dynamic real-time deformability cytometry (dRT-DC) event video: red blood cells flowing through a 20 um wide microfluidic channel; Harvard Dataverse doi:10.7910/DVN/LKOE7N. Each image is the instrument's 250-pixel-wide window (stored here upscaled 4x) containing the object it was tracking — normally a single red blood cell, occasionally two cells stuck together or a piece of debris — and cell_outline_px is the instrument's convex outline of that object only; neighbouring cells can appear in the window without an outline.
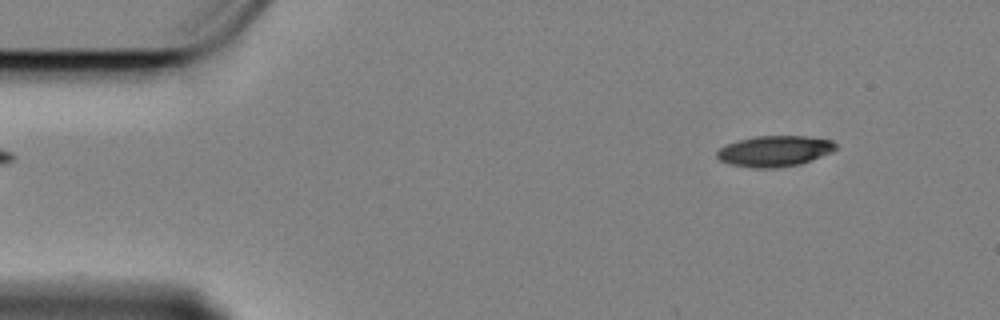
{"species": "Egyptian fruit bat (a non-hibernating species)", "species_latin": "Rousettus aegyptiacus", "temperature_condition": "cold", "stored_images_in_passage": 5, "camera_frame_rate_fps": 3000, "um_per_image_px": 0.085, "animal": {"sex": "female"}, "frame": {"image": 1, "passage_image": 1, "time_ms": 0.0, "image_size_px": [1000, 320], "cell_outline_px": [[836, 148], [832, 152], [800, 164], [776, 168], [752, 168], [728, 164], [720, 160], [716, 156], [716, 152], [720, 148], [736, 140], [756, 136], [808, 136], [832, 140], [836, 144]], "centroid_in_image_um": [65.82, 12.84], "position_along_channel_um": 19.2, "area_um2": 21.44}}